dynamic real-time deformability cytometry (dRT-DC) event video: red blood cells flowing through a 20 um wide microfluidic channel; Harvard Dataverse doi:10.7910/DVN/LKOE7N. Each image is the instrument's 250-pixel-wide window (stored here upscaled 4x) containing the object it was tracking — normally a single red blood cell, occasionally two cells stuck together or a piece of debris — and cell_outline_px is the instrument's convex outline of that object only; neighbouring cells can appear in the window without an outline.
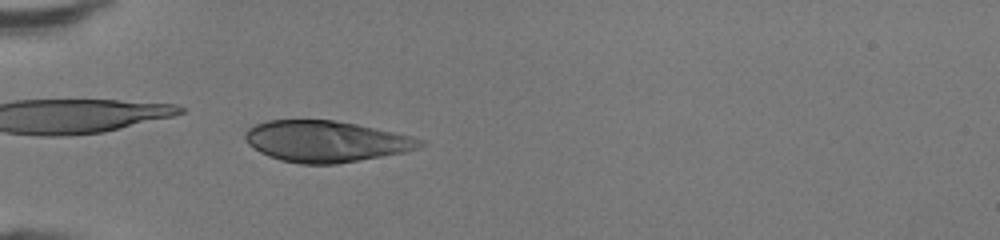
{"species": "human", "species_latin": "Homo sapiens", "temperature_condition": "room temperature", "stored_images_in_passage": 41, "camera_frame_rate_fps": 3000, "um_per_image_px": 0.085, "donor": {"sex": "female"}, "frame": {"image": 1, "passage_image": 9, "time_ms": 2.667, "image_size_px": [1000, 240], "cell_outline_px": [[428, 144], [404, 152], [336, 164], [300, 164], [280, 160], [268, 156], [260, 152], [248, 144], [244, 136], [244, 132], [248, 128], [256, 124], [268, 120], [336, 120], [356, 124], [412, 136], [424, 140]], "centroid_in_image_um": [27.69, 12.01], "position_along_channel_um": 57.3, "area_um2": 41.96}}
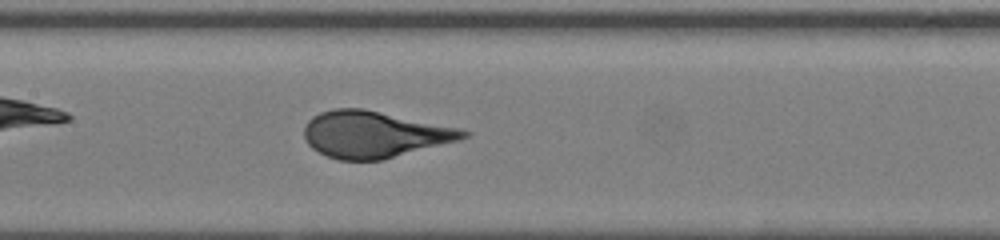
{"frame": {"image": 2, "passage_image": 18, "time_ms": 5.667, "image_size_px": [1000, 240], "cell_outline_px": [[472, 132], [468, 136], [460, 140], [380, 160], [340, 160], [328, 156], [312, 148], [304, 140], [304, 128], [308, 120], [312, 116], [320, 112], [332, 108], [364, 108], [460, 128]], "centroid_in_image_um": [31.79, 11.41], "position_along_channel_um": 175.6, "area_um2": 43.18}}
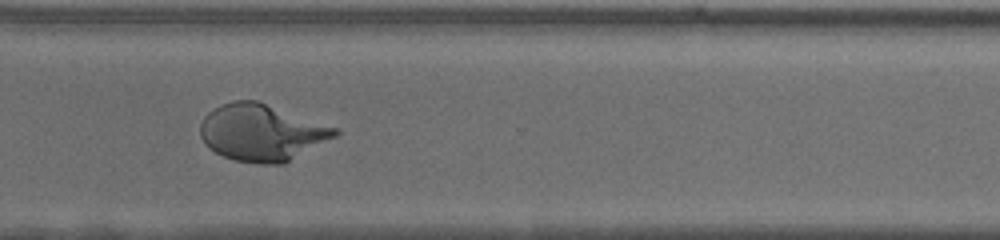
{"frame": {"image": 3, "passage_image": 30, "time_ms": 9.667, "image_size_px": [1000, 240], "cell_outline_px": [[340, 132], [336, 136], [284, 164], [256, 164], [236, 160], [224, 156], [208, 148], [204, 144], [200, 136], [200, 124], [204, 116], [208, 112], [220, 104], [232, 100], [256, 100], [340, 128]], "centroid_in_image_um": [22.24, 11.26], "position_along_channel_um": 348.4, "area_um2": 44.85}}